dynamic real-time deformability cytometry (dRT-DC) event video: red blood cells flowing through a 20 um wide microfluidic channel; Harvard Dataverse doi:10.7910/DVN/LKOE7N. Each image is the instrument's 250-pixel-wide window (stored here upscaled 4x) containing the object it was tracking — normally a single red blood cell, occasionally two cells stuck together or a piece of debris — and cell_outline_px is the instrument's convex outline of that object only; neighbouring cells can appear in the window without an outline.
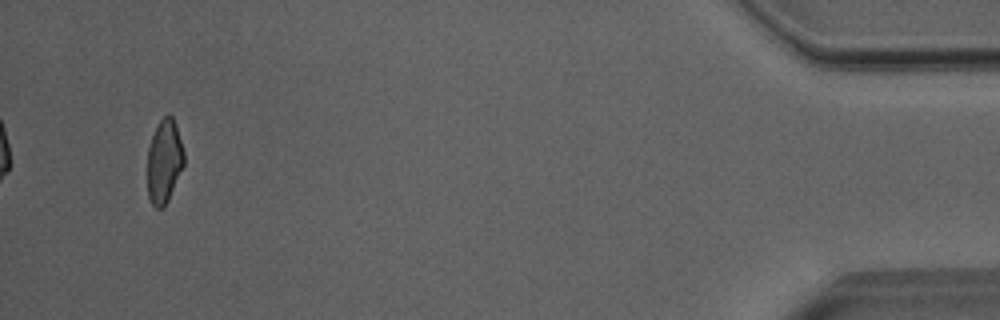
{"species": "Egyptian fruit bat (a non-hibernating species)", "species_latin": "Rousettus aegyptiacus", "temperature_condition": "room temperature", "stored_images_in_passage": 35, "camera_frame_rate_fps": 3000, "um_per_image_px": 0.085, "animal": {"sex": "male"}, "frame": {"image": 1, "passage_image": 35, "time_ms": 11.333, "image_size_px": [1000, 320], "cell_outline_px": [[184, 164], [168, 200], [160, 208], [156, 208], [152, 204], [148, 196], [148, 148], [152, 136], [160, 120], [164, 116], [172, 116], [176, 124], [184, 152]], "centroid_in_image_um": [13.96, 13.71], "position_along_channel_um": 421.2, "area_um2": 17.51}, "authors_computed_cell_mechanics": {"area_um2": 19.3052, "velocity_mm_per_s": 4.0487, "shape_relaxation_time_tau1_ms": 11.0127, "shape_relaxation_time_tau2_ms": 1.2142, "deformation_change_tau1": 0.2342, "deformation_change_tau2": 0.0711}}